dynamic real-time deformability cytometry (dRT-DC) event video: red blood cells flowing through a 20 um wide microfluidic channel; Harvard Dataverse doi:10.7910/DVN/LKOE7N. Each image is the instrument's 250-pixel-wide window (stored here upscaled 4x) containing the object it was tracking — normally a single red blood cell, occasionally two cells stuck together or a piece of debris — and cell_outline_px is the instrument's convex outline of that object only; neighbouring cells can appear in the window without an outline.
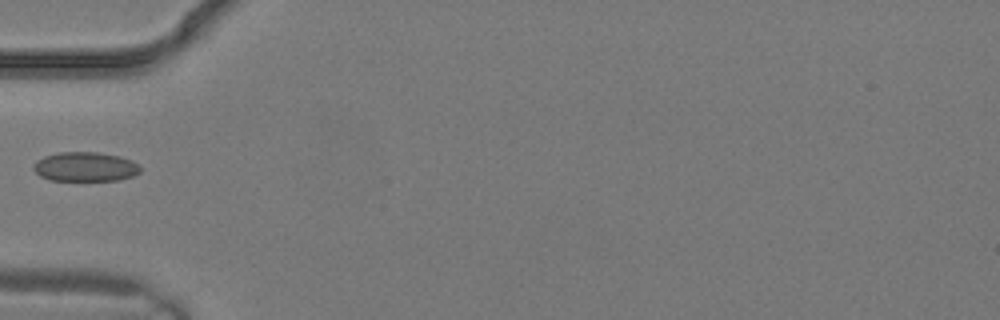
{"species": "common noctule bat (a hibernating species)", "species_latin": "Nyctalus noctula", "temperature_condition": "warm", "stored_images_in_passage": 1, "camera_frame_rate_fps": 3000, "um_per_image_px": 0.085, "animal": {"sex": "male", "body_mass_g": 19.2, "forearm_length_mm": 51.8}, "frame": {"image": 1, "passage_image": 1, "time_ms": 0.0, "image_size_px": [1000, 320], "cell_outline_px": [[140, 172], [132, 176], [120, 180], [52, 180], [40, 176], [32, 168], [36, 160], [44, 156], [60, 152], [96, 152], [120, 156], [132, 160], [140, 168]], "centroid_in_image_um": [7.23, 14.17], "position_along_channel_um": 77.8, "area_um2": 18.21}}